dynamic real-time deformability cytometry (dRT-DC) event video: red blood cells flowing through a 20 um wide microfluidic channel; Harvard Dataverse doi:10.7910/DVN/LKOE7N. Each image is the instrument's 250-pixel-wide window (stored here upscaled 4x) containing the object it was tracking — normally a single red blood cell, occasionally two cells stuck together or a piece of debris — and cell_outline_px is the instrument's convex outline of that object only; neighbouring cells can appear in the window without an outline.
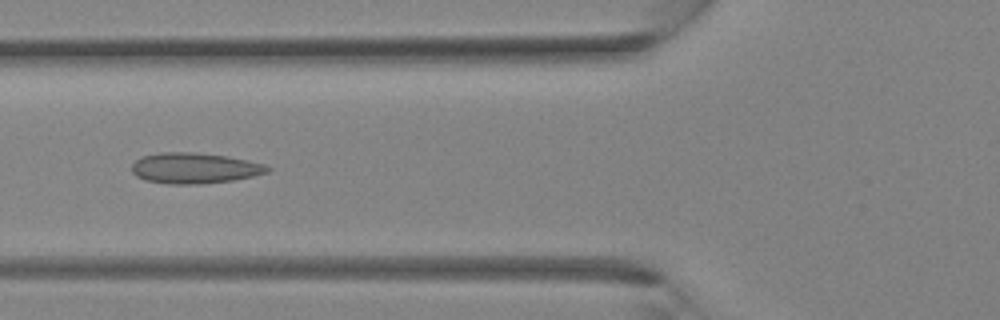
{"species": "Egyptian fruit bat (a non-hibernating species)", "species_latin": "Rousettus aegyptiacus", "temperature_condition": "room temperature", "stored_images_in_passage": 35, "camera_frame_rate_fps": 3000, "um_per_image_px": 0.085, "animal": {"sex": "female"}, "frame": {"image": 1, "passage_image": 13, "time_ms": 4.0, "image_size_px": [1000, 320], "cell_outline_px": [[272, 168], [268, 172], [252, 176], [232, 180], [200, 184], [168, 184], [144, 180], [136, 176], [132, 172], [132, 164], [136, 160], [144, 156], [160, 152], [192, 152], [228, 156], [248, 160], [264, 164]], "centroid_in_image_um": [16.53, 14.29], "position_along_channel_um": 109.3, "area_um2": 24.28}}
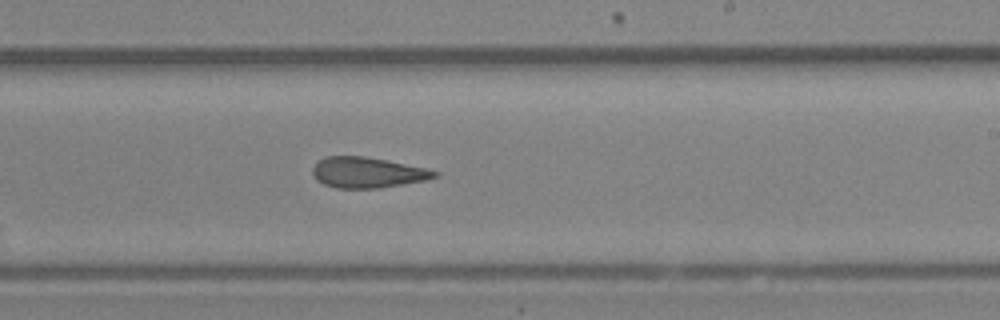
{"frame": {"image": 2, "passage_image": 21, "time_ms": 6.667, "image_size_px": [1000, 320], "cell_outline_px": [[440, 176], [428, 180], [380, 188], [336, 188], [324, 184], [316, 180], [312, 172], [312, 168], [320, 160], [328, 156], [364, 156], [388, 160], [424, 168], [440, 172]], "centroid_in_image_um": [31.27, 14.67], "position_along_channel_um": 257.7, "area_um2": 21.85}}
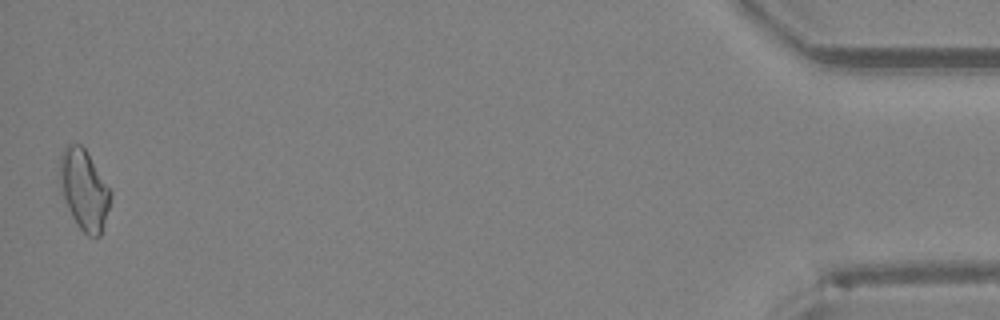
{"frame": {"image": 3, "passage_image": 35, "time_ms": 11.333, "image_size_px": [1000, 320], "cell_outline_px": [[112, 192], [108, 208], [100, 236], [88, 236], [76, 224], [68, 208], [60, 184], [60, 156], [64, 148], [68, 144], [80, 144], [84, 148]], "centroid_in_image_um": [7.14, 16.12], "position_along_channel_um": 428.1, "area_um2": 23.12}}